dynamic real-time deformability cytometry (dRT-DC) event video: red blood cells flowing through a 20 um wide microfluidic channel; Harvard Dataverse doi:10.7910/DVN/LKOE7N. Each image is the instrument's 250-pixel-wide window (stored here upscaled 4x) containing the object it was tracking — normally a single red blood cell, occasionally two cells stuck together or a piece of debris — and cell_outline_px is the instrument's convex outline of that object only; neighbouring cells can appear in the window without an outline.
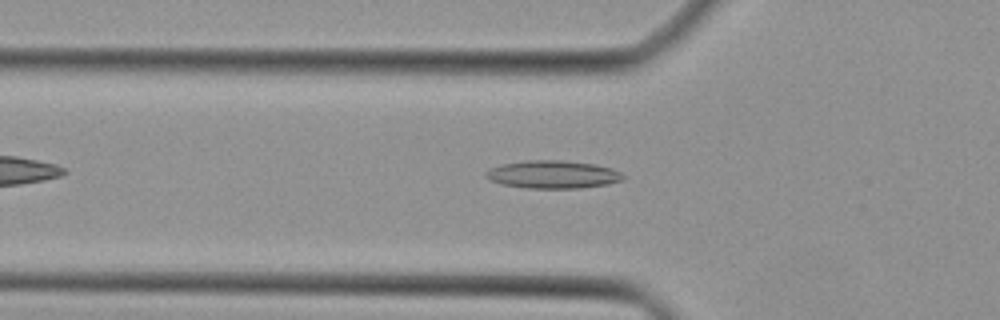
{"species": "Egyptian fruit bat (a non-hibernating species)", "species_latin": "Rousettus aegyptiacus", "temperature_condition": "cold", "stored_images_in_passage": 36, "camera_frame_rate_fps": 3000, "um_per_image_px": 0.085, "animal": {"sex": "female"}, "frame": {"image": 1, "passage_image": 7, "time_ms": 2.0, "image_size_px": [1000, 320], "cell_outline_px": [[624, 180], [608, 184], [580, 188], [524, 188], [500, 184], [488, 180], [484, 176], [484, 172], [488, 168], [504, 164], [524, 160], [560, 160], [596, 164], [612, 168], [620, 172], [624, 176]], "centroid_in_image_um": [46.96, 14.83], "position_along_channel_um": 78.8, "area_um2": 22.6}}
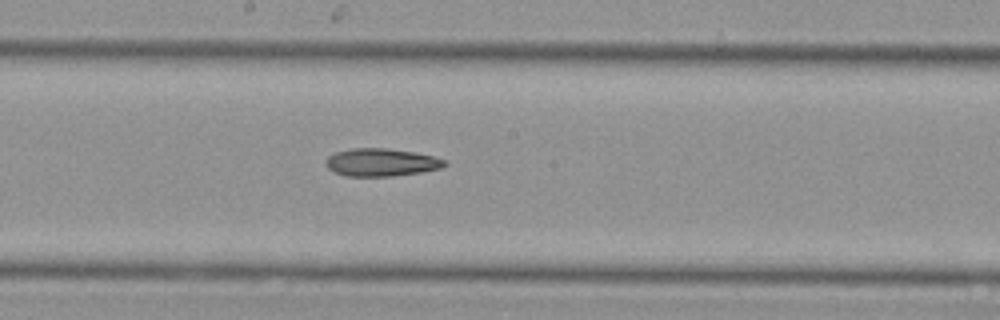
{"frame": {"image": 2, "passage_image": 16, "time_ms": 5.0, "image_size_px": [1000, 320], "cell_outline_px": [[448, 164], [440, 168], [420, 172], [392, 176], [348, 176], [336, 172], [328, 168], [328, 156], [336, 152], [352, 148], [384, 148], [416, 152], [432, 156], [444, 160]], "centroid_in_image_um": [32.43, 13.79], "position_along_channel_um": 215.8, "area_um2": 18.9}}
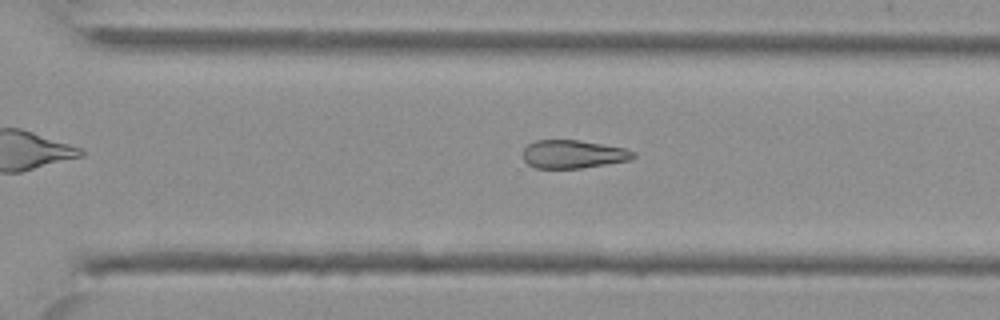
{"frame": {"image": 3, "passage_image": 23, "time_ms": 7.333, "image_size_px": [1000, 320], "cell_outline_px": [[636, 156], [632, 160], [580, 168], [536, 168], [528, 164], [524, 160], [524, 148], [528, 144], [536, 140], [580, 140], [624, 148], [636, 152]], "centroid_in_image_um": [48.74, 13.1], "position_along_channel_um": 321.9, "area_um2": 18.15}}